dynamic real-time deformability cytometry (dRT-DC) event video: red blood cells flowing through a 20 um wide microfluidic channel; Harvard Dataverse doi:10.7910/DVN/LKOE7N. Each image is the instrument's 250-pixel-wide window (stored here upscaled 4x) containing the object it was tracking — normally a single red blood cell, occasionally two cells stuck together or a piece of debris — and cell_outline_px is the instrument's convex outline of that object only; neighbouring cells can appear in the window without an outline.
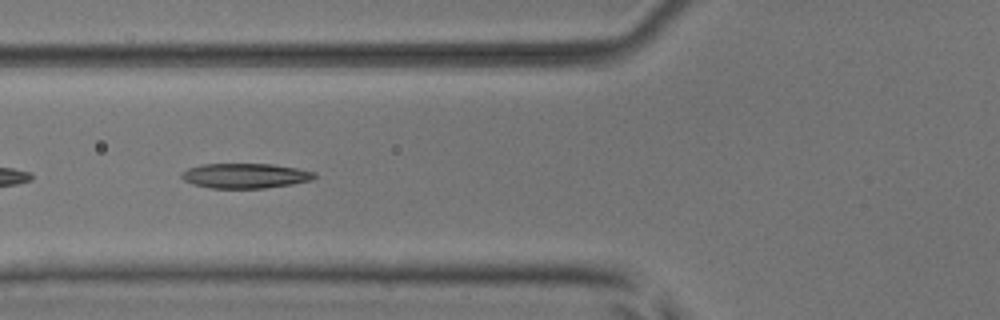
{"species": "common noctule bat (a hibernating species)", "species_latin": "Nyctalus noctula", "temperature_condition": "room temperature", "stored_images_in_passage": 39, "camera_frame_rate_fps": 3000, "um_per_image_px": 0.085, "animal": {"sex": "male", "body_mass_g": 17.9, "forearm_length_mm": 54.2}, "frame": {"image": 1, "passage_image": 6, "time_ms": 1.667, "image_size_px": [1000, 320], "cell_outline_px": [[316, 176], [312, 180], [292, 184], [264, 188], [212, 188], [192, 184], [184, 180], [180, 176], [180, 172], [188, 168], [200, 164], [272, 164], [296, 168], [316, 172]], "centroid_in_image_um": [20.82, 14.93], "position_along_channel_um": 105.0, "area_um2": 19.36}}
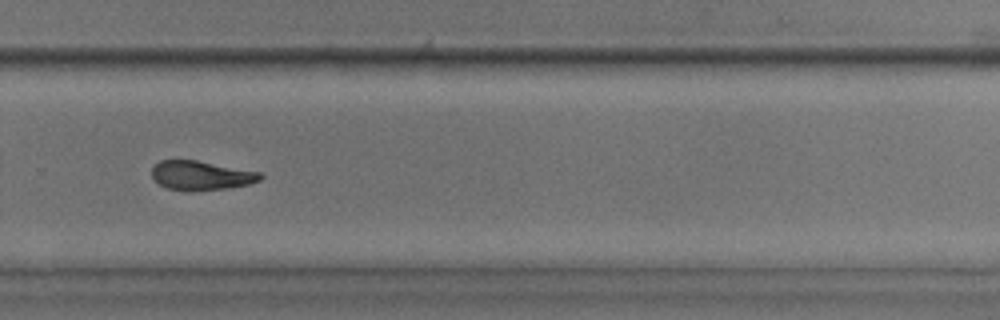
{"frame": {"image": 2, "passage_image": 22, "time_ms": 7.0, "image_size_px": [1000, 320], "cell_outline_px": [[264, 176], [260, 180], [248, 184], [224, 188], [188, 192], [168, 188], [160, 184], [152, 176], [152, 168], [160, 160], [196, 160], [260, 172]], "centroid_in_image_um": [17.09, 14.92], "position_along_channel_um": 312.7, "area_um2": 18.32}}
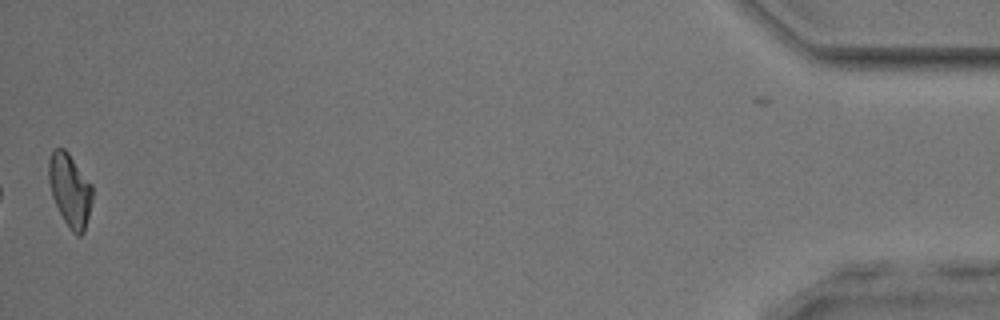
{"frame": {"image": 3, "passage_image": 38, "time_ms": 12.333, "image_size_px": [1000, 320], "cell_outline_px": [[92, 200], [84, 232], [80, 236], [76, 236], [72, 232], [64, 220], [52, 196], [48, 180], [48, 160], [52, 148], [64, 148], [68, 152], [92, 184]], "centroid_in_image_um": [5.93, 16.13], "position_along_channel_um": 429.3, "area_um2": 18.61}, "authors_computed_cell_mechanics": {"area_um2": 18.6116, "velocity_mm_per_s": 3.9076, "shape_relaxation_time_tau1_ms": 7.7816, "shape_relaxation_time_tau2_ms": 3.7321, "deformation_change_tau1": 0.2098, "deformation_change_tau2": 0.1039}}